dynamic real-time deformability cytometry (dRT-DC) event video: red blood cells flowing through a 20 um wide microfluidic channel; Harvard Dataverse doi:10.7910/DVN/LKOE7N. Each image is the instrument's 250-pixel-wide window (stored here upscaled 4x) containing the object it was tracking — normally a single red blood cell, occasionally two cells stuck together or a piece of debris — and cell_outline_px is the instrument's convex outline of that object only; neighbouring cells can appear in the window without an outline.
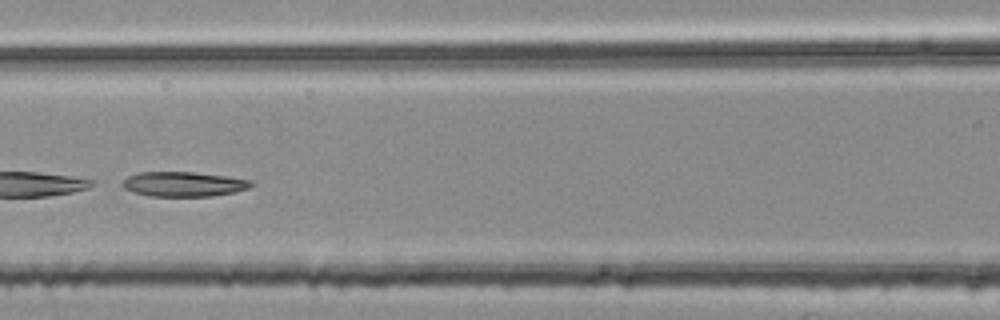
{"species": "common noctule bat (a hibernating species)", "species_latin": "Nyctalus noctula", "temperature_condition": "room temperature", "stored_images_in_passage": 27, "camera_frame_rate_fps": 3000, "um_per_image_px": 0.085, "animal": {"sex": "female", "body_mass_g": 25.1}, "frame": {"image": 1, "passage_image": 8, "time_ms": 2.333, "image_size_px": [1000, 320], "cell_outline_px": [[252, 184], [248, 188], [232, 192], [212, 196], [148, 196], [124, 188], [120, 184], [128, 176], [140, 172], [192, 172], [228, 176], [252, 180]], "centroid_in_image_um": [15.59, 15.64], "position_along_channel_um": 151.0, "area_um2": 18.44}, "authors_computed_cell_mechanics": {"area_um2": 19.0162, "velocity_mm_per_s": 3.7425, "shape_relaxation_time_tau1_ms": 1.3598, "shape_relaxation_time_tau2_ms": 4.8396, "deformation_change_tau1": 0.2545, "deformation_change_tau2": 0.0882}}